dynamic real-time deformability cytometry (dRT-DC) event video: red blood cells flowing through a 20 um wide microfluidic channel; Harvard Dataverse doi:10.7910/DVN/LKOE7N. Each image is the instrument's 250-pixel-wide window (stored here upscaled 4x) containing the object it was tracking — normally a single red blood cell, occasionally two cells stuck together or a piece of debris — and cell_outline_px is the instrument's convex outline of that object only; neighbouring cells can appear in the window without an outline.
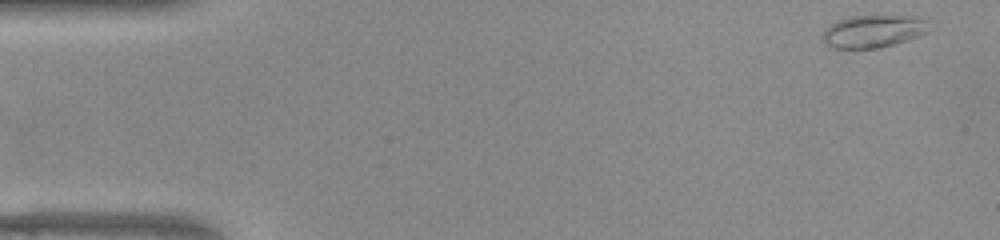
{"species": "common noctule bat (a hibernating species)", "species_latin": "Nyctalus noctula", "temperature_condition": "warm", "stored_images_in_passage": 14, "camera_frame_rate_fps": 3000, "um_per_image_px": 0.085, "animal": {"sex": "female", "body_mass_g": 22.0, "forearm_length_mm": 56.7}, "frame": {"image": 1, "passage_image": 1, "time_ms": 0.0, "image_size_px": [1000, 240], "cell_outline_px": [[928, 32], [920, 36], [908, 40], [880, 48], [836, 48], [828, 44], [820, 36], [824, 28], [828, 24], [852, 16], [916, 16], [924, 20]], "centroid_in_image_um": [74.19, 2.66], "position_along_channel_um": 10.8, "area_um2": 20.06}}